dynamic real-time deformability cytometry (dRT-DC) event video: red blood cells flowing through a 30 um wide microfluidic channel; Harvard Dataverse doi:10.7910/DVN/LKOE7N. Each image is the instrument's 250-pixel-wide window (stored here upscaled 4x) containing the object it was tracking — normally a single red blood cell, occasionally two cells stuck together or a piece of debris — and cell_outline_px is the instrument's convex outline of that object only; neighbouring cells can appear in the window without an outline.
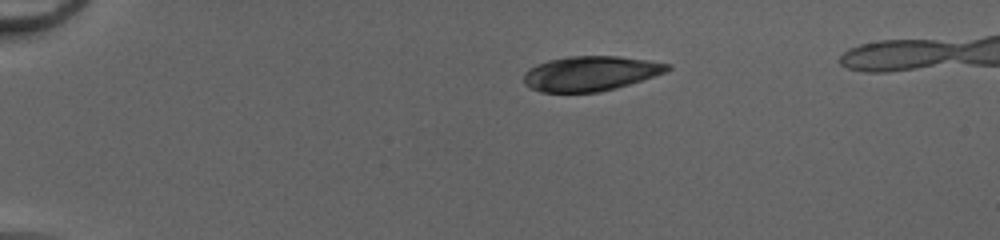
{"species": "common noctule bat (a hibernating species)", "species_latin": "Nyctalus noctula", "temperature_condition": "cold", "stored_images_in_passage": 42, "camera_frame_rate_fps": 3000, "um_per_image_px": 0.085, "animal": {"sex": "female", "body_mass_g": 20.0, "forearm_length_mm": 54.0}, "frame": {"image": 1, "passage_image": 1, "time_ms": 0.0, "image_size_px": [1000, 240], "cell_outline_px": [[672, 68], [664, 72], [628, 84], [596, 92], [540, 92], [532, 88], [524, 80], [524, 76], [536, 64], [548, 60], [568, 56], [620, 56], [672, 64]], "centroid_in_image_um": [50.2, 6.23], "position_along_channel_um": 34.8, "area_um2": 28.55}}
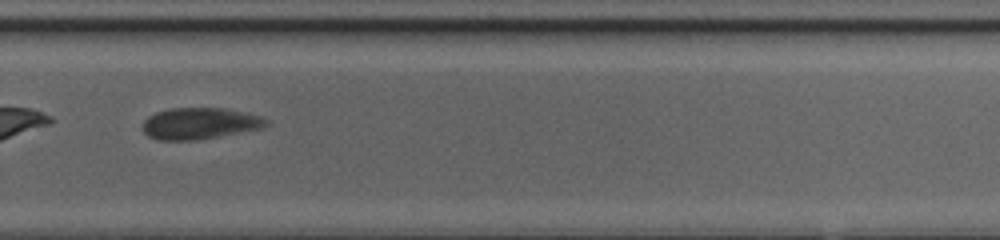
{"frame": {"image": 2, "passage_image": 27, "time_ms": 8.667, "image_size_px": [1000, 240], "cell_outline_px": [[268, 124], [260, 128], [196, 140], [156, 140], [148, 136], [144, 132], [144, 120], [148, 116], [156, 112], [172, 108], [224, 108], [260, 116], [268, 120]], "centroid_in_image_um": [16.93, 10.49], "position_along_channel_um": 312.9, "area_um2": 22.31}}
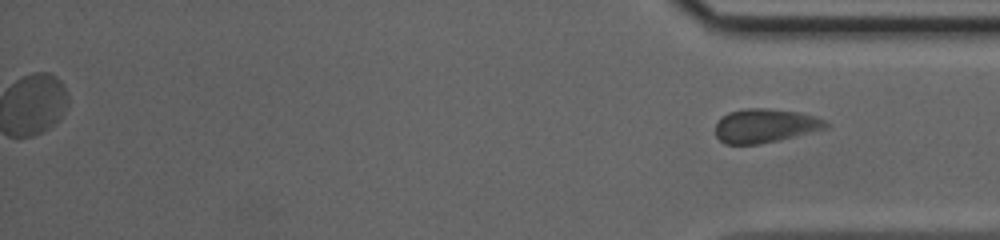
{"frame": {"image": 3, "passage_image": 42, "time_ms": 13.667, "image_size_px": [1000, 240], "cell_outline_px": [[828, 124], [824, 128], [776, 140], [756, 144], [724, 144], [716, 136], [716, 124], [728, 112], [748, 108], [764, 108], [796, 112], [812, 116], [824, 120]], "centroid_in_image_um": [64.95, 10.68], "position_along_channel_um": 370.2, "area_um2": 21.04}}